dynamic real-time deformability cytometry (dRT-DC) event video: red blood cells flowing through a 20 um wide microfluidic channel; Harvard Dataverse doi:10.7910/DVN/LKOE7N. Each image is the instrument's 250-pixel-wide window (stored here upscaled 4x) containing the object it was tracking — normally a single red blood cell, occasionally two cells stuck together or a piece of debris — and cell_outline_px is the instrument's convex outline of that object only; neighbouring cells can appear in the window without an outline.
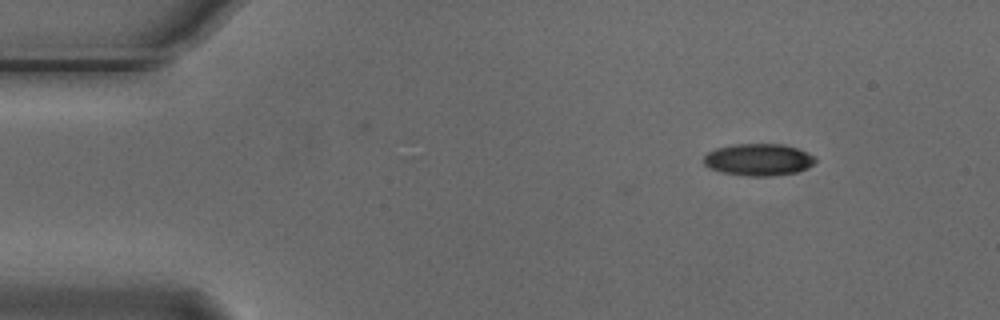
{"species": "Egyptian fruit bat (a non-hibernating species)", "species_latin": "Rousettus aegyptiacus", "temperature_condition": "cold", "stored_images_in_passage": 8, "camera_frame_rate_fps": 3000, "um_per_image_px": 0.085, "animal": {"sex": "male"}, "frame": {"image": 1, "passage_image": 1, "time_ms": 0.0, "image_size_px": [1000, 320], "cell_outline_px": [[816, 160], [808, 168], [796, 172], [768, 176], [748, 176], [720, 172], [708, 168], [704, 164], [704, 156], [708, 152], [716, 148], [732, 144], [784, 144], [808, 152], [816, 156]], "centroid_in_image_um": [64.46, 13.56], "position_along_channel_um": 20.5, "area_um2": 20.92}}
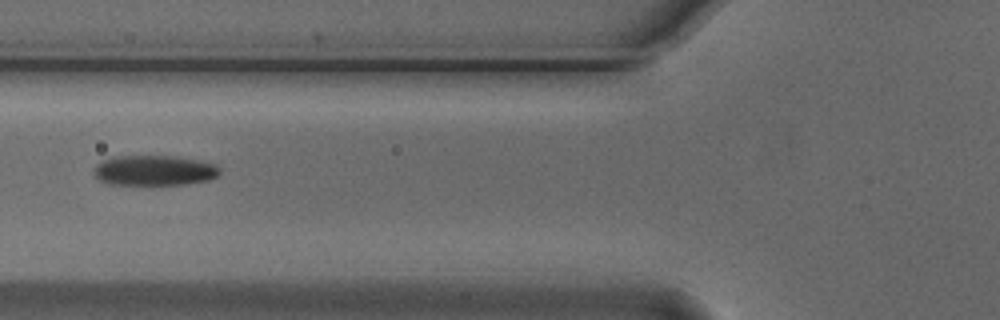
{"frame": {"image": 2, "passage_image": 5, "time_ms": 1.333, "image_size_px": [1000, 320], "cell_outline_px": [[220, 172], [216, 176], [208, 180], [184, 184], [108, 184], [100, 180], [92, 172], [96, 164], [100, 160], [112, 156], [176, 156], [216, 164], [220, 168]], "centroid_in_image_um": [13.07, 14.47], "position_along_channel_um": 112.7, "area_um2": 22.2}}
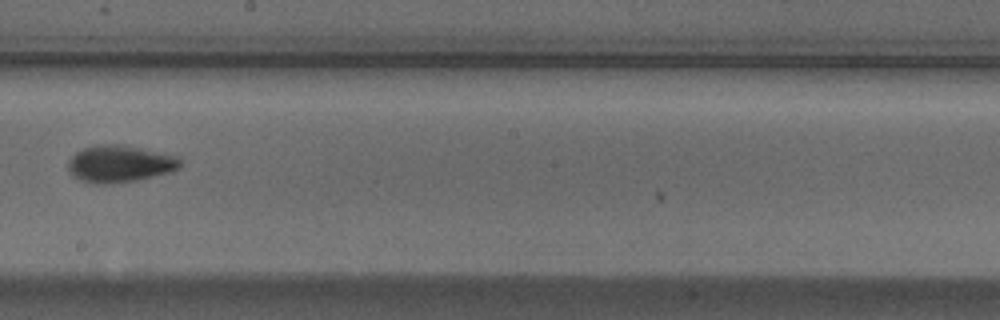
{"frame": {"image": 3, "passage_image": 8, "time_ms": 2.333, "image_size_px": [1000, 320], "cell_outline_px": [[184, 160], [180, 168], [172, 172], [136, 180], [104, 184], [96, 184], [80, 180], [68, 168], [68, 160], [76, 152], [84, 148], [96, 144], [124, 144], [180, 156]], "centroid_in_image_um": [10.26, 13.9], "position_along_channel_um": 237.9, "area_um2": 24.45}}